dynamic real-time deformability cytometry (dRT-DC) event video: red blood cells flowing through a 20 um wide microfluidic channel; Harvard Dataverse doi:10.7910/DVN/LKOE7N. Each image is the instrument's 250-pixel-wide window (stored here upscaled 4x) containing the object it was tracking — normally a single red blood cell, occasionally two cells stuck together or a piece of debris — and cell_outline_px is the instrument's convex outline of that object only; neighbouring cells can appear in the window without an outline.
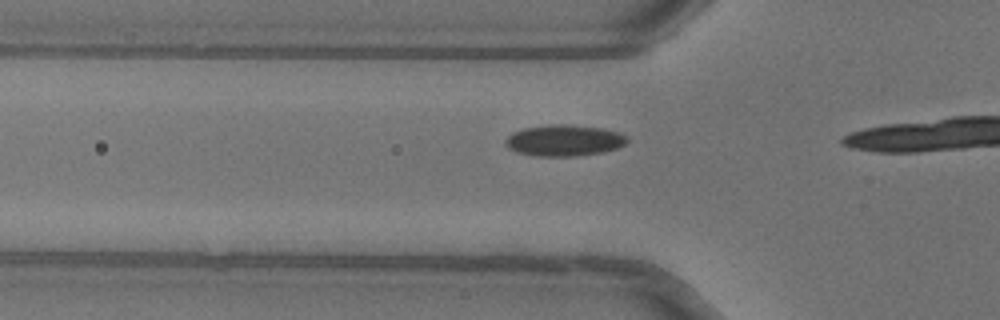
{"species": "common noctule bat (a hibernating species)", "species_latin": "Nyctalus noctula", "temperature_condition": "warm", "stored_images_in_passage": 14, "camera_frame_rate_fps": 3000, "um_per_image_px": 0.085, "animal": {"sex": "female"}, "frame": {"image": 1, "passage_image": 12, "time_ms": 3.667, "image_size_px": [1000, 320], "cell_outline_px": [[628, 140], [624, 144], [616, 148], [604, 152], [576, 156], [536, 156], [516, 152], [508, 148], [504, 144], [504, 140], [512, 132], [524, 128], [548, 124], [564, 124], [600, 128], [616, 132], [628, 136]], "centroid_in_image_um": [47.9, 11.94], "position_along_channel_um": 77.9, "area_um2": 22.2}}